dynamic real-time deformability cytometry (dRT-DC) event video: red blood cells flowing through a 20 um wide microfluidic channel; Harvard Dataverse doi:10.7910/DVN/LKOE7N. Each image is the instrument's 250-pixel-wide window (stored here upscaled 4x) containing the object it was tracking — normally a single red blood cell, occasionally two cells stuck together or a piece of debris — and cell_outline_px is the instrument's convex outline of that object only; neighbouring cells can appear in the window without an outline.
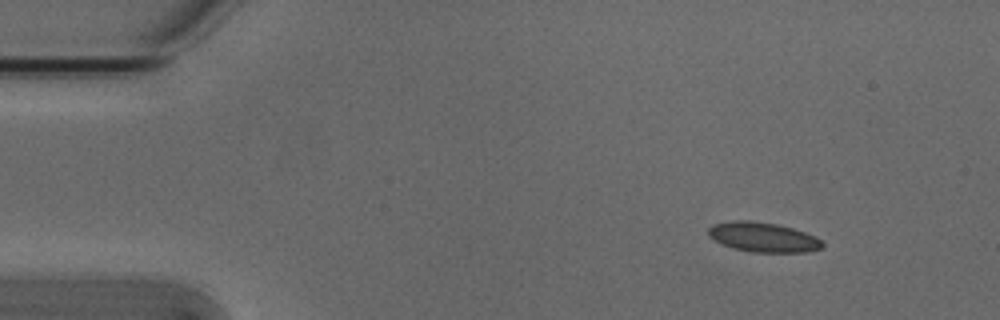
{"species": "Egyptian fruit bat (a non-hibernating species)", "species_latin": "Rousettus aegyptiacus", "temperature_condition": "cold", "stored_images_in_passage": 5, "camera_frame_rate_fps": 3000, "um_per_image_px": 0.085, "animal": {"sex": "male"}, "frame": {"image": 1, "passage_image": 1, "time_ms": 0.0, "image_size_px": [1000, 320], "cell_outline_px": [[824, 248], [808, 252], [752, 252], [732, 248], [708, 236], [708, 228], [712, 224], [732, 220], [748, 220], [776, 224], [792, 228], [816, 236], [824, 244]], "centroid_in_image_um": [64.87, 20.16], "position_along_channel_um": 20.1, "area_um2": 19.77}}
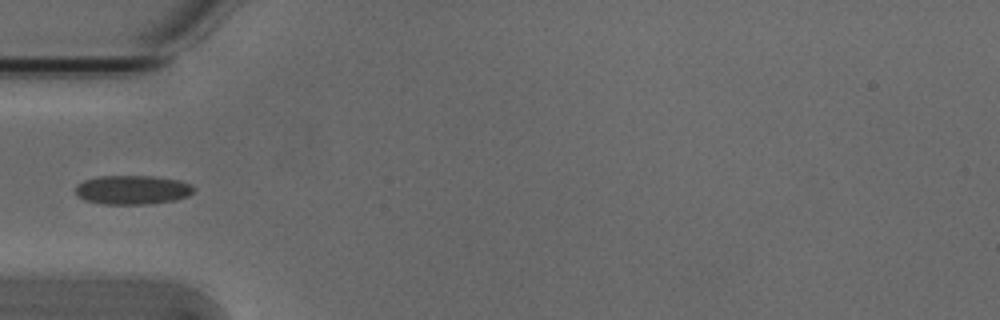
{"frame": {"image": 2, "passage_image": 4, "time_ms": 1.0, "image_size_px": [1000, 320], "cell_outline_px": [[196, 188], [188, 196], [176, 200], [148, 204], [104, 204], [84, 200], [76, 192], [76, 184], [84, 180], [100, 176], [152, 176], [180, 180], [192, 184]], "centroid_in_image_um": [11.29, 16.13], "position_along_channel_um": 73.7, "area_um2": 20.11}}
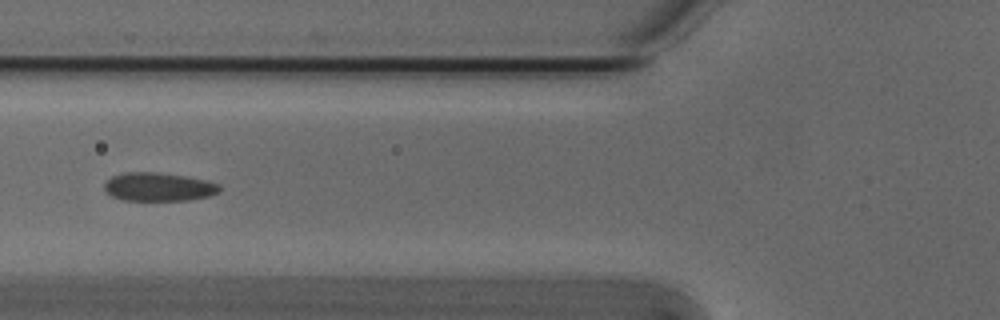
{"frame": {"image": 3, "passage_image": 5, "time_ms": 1.333, "image_size_px": [1000, 320], "cell_outline_px": [[220, 192], [212, 196], [188, 200], [124, 200], [112, 196], [104, 192], [104, 184], [112, 176], [124, 172], [156, 172], [188, 176], [220, 184]], "centroid_in_image_um": [13.49, 15.88], "position_along_channel_um": 112.3, "area_um2": 19.31}}